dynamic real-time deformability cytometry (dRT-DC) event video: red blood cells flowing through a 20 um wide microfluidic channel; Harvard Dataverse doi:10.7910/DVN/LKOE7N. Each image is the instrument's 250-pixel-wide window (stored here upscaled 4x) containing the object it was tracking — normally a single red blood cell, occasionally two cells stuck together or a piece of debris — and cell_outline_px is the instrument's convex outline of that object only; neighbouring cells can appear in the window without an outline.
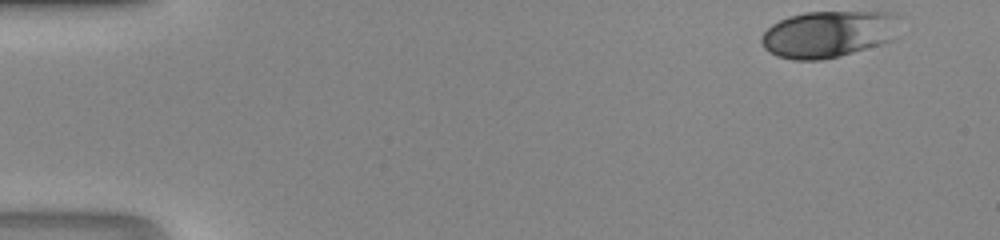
{"species": "human", "species_latin": "Homo sapiens", "temperature_condition": "room temperature", "stored_images_in_passage": 38, "camera_frame_rate_fps": 3000, "um_per_image_px": 0.085, "donor": {"sex": "male"}, "frame": {"image": 1, "passage_image": 1, "time_ms": 0.0, "image_size_px": [1000, 240], "cell_outline_px": [[900, 16], [892, 40], [880, 44], [840, 56], [820, 60], [792, 60], [776, 56], [768, 52], [764, 48], [760, 40], [760, 36], [772, 24], [788, 16], [804, 12], [896, 12]], "centroid_in_image_um": [70.38, 2.89], "position_along_channel_um": 14.6, "area_um2": 37.86}}
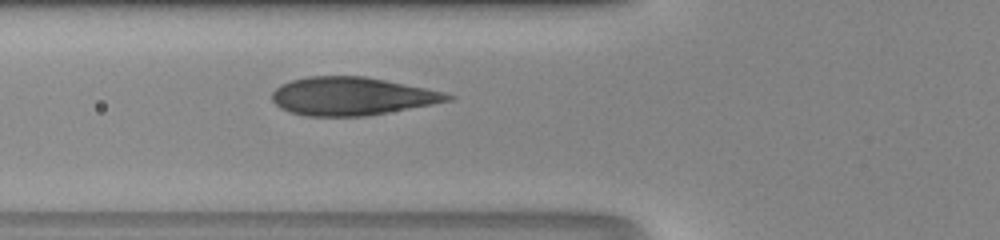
{"frame": {"image": 2, "passage_image": 16, "time_ms": 5.0, "image_size_px": [1000, 240], "cell_outline_px": [[456, 96], [452, 100], [432, 104], [368, 116], [304, 116], [288, 112], [280, 108], [272, 100], [272, 92], [280, 84], [292, 80], [308, 76], [364, 76], [444, 92]], "centroid_in_image_um": [29.86, 8.19], "position_along_channel_um": 95.9, "area_um2": 38.96}}
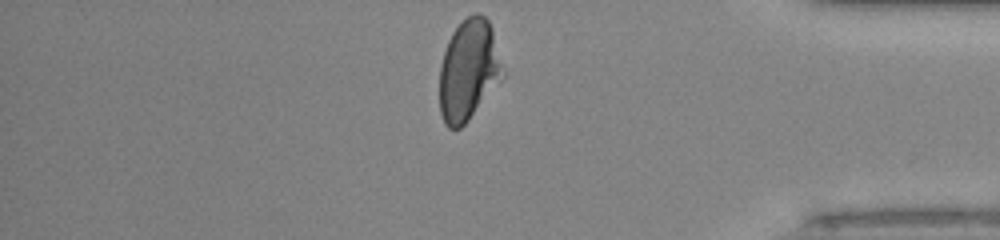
{"frame": {"image": 3, "passage_image": 38, "time_ms": 12.333, "image_size_px": [1000, 240], "cell_outline_px": [[504, 76], [468, 120], [460, 128], [448, 128], [444, 124], [440, 112], [440, 64], [448, 40], [452, 32], [468, 16], [476, 12], [480, 12], [488, 20], [492, 28], [504, 72]], "centroid_in_image_um": [39.82, 5.96], "position_along_channel_um": 395.4, "area_um2": 36.88}}